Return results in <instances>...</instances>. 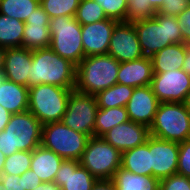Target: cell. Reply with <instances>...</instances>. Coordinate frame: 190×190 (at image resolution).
Instances as JSON below:
<instances>
[{
  "label": "cell",
  "instance_id": "cell-22",
  "mask_svg": "<svg viewBox=\"0 0 190 190\" xmlns=\"http://www.w3.org/2000/svg\"><path fill=\"white\" fill-rule=\"evenodd\" d=\"M28 93L27 86L6 79L0 84V105L11 114L27 111Z\"/></svg>",
  "mask_w": 190,
  "mask_h": 190
},
{
  "label": "cell",
  "instance_id": "cell-36",
  "mask_svg": "<svg viewBox=\"0 0 190 190\" xmlns=\"http://www.w3.org/2000/svg\"><path fill=\"white\" fill-rule=\"evenodd\" d=\"M177 174L190 178V139L179 143Z\"/></svg>",
  "mask_w": 190,
  "mask_h": 190
},
{
  "label": "cell",
  "instance_id": "cell-29",
  "mask_svg": "<svg viewBox=\"0 0 190 190\" xmlns=\"http://www.w3.org/2000/svg\"><path fill=\"white\" fill-rule=\"evenodd\" d=\"M40 5V0H0V14L22 22Z\"/></svg>",
  "mask_w": 190,
  "mask_h": 190
},
{
  "label": "cell",
  "instance_id": "cell-38",
  "mask_svg": "<svg viewBox=\"0 0 190 190\" xmlns=\"http://www.w3.org/2000/svg\"><path fill=\"white\" fill-rule=\"evenodd\" d=\"M177 18L182 30L183 43L190 44V3L187 5V8L177 16Z\"/></svg>",
  "mask_w": 190,
  "mask_h": 190
},
{
  "label": "cell",
  "instance_id": "cell-43",
  "mask_svg": "<svg viewBox=\"0 0 190 190\" xmlns=\"http://www.w3.org/2000/svg\"><path fill=\"white\" fill-rule=\"evenodd\" d=\"M182 70L190 76V44H185V57Z\"/></svg>",
  "mask_w": 190,
  "mask_h": 190
},
{
  "label": "cell",
  "instance_id": "cell-16",
  "mask_svg": "<svg viewBox=\"0 0 190 190\" xmlns=\"http://www.w3.org/2000/svg\"><path fill=\"white\" fill-rule=\"evenodd\" d=\"M159 103L150 85L134 88L125 106L129 120L150 127Z\"/></svg>",
  "mask_w": 190,
  "mask_h": 190
},
{
  "label": "cell",
  "instance_id": "cell-9",
  "mask_svg": "<svg viewBox=\"0 0 190 190\" xmlns=\"http://www.w3.org/2000/svg\"><path fill=\"white\" fill-rule=\"evenodd\" d=\"M121 158L122 153L102 137L92 136L88 139L79 162L97 180L112 179L121 167Z\"/></svg>",
  "mask_w": 190,
  "mask_h": 190
},
{
  "label": "cell",
  "instance_id": "cell-24",
  "mask_svg": "<svg viewBox=\"0 0 190 190\" xmlns=\"http://www.w3.org/2000/svg\"><path fill=\"white\" fill-rule=\"evenodd\" d=\"M121 167L134 174L152 176L149 138L145 144L122 152Z\"/></svg>",
  "mask_w": 190,
  "mask_h": 190
},
{
  "label": "cell",
  "instance_id": "cell-13",
  "mask_svg": "<svg viewBox=\"0 0 190 190\" xmlns=\"http://www.w3.org/2000/svg\"><path fill=\"white\" fill-rule=\"evenodd\" d=\"M152 176L159 180L177 173L179 143L149 136Z\"/></svg>",
  "mask_w": 190,
  "mask_h": 190
},
{
  "label": "cell",
  "instance_id": "cell-12",
  "mask_svg": "<svg viewBox=\"0 0 190 190\" xmlns=\"http://www.w3.org/2000/svg\"><path fill=\"white\" fill-rule=\"evenodd\" d=\"M107 54L118 62H129L144 57L133 23L118 22L115 25Z\"/></svg>",
  "mask_w": 190,
  "mask_h": 190
},
{
  "label": "cell",
  "instance_id": "cell-6",
  "mask_svg": "<svg viewBox=\"0 0 190 190\" xmlns=\"http://www.w3.org/2000/svg\"><path fill=\"white\" fill-rule=\"evenodd\" d=\"M149 130L151 136L167 141L180 143L190 139V111L184 103H159Z\"/></svg>",
  "mask_w": 190,
  "mask_h": 190
},
{
  "label": "cell",
  "instance_id": "cell-30",
  "mask_svg": "<svg viewBox=\"0 0 190 190\" xmlns=\"http://www.w3.org/2000/svg\"><path fill=\"white\" fill-rule=\"evenodd\" d=\"M74 17L81 25L108 19L103 7L93 0H81Z\"/></svg>",
  "mask_w": 190,
  "mask_h": 190
},
{
  "label": "cell",
  "instance_id": "cell-37",
  "mask_svg": "<svg viewBox=\"0 0 190 190\" xmlns=\"http://www.w3.org/2000/svg\"><path fill=\"white\" fill-rule=\"evenodd\" d=\"M159 190H190V178L173 174L160 180Z\"/></svg>",
  "mask_w": 190,
  "mask_h": 190
},
{
  "label": "cell",
  "instance_id": "cell-42",
  "mask_svg": "<svg viewBox=\"0 0 190 190\" xmlns=\"http://www.w3.org/2000/svg\"><path fill=\"white\" fill-rule=\"evenodd\" d=\"M11 113L0 105V132L4 130L9 122Z\"/></svg>",
  "mask_w": 190,
  "mask_h": 190
},
{
  "label": "cell",
  "instance_id": "cell-8",
  "mask_svg": "<svg viewBox=\"0 0 190 190\" xmlns=\"http://www.w3.org/2000/svg\"><path fill=\"white\" fill-rule=\"evenodd\" d=\"M90 137L60 122L43 125L41 145L64 160H80Z\"/></svg>",
  "mask_w": 190,
  "mask_h": 190
},
{
  "label": "cell",
  "instance_id": "cell-44",
  "mask_svg": "<svg viewBox=\"0 0 190 190\" xmlns=\"http://www.w3.org/2000/svg\"><path fill=\"white\" fill-rule=\"evenodd\" d=\"M33 190H61V188L57 183L52 181V182H42Z\"/></svg>",
  "mask_w": 190,
  "mask_h": 190
},
{
  "label": "cell",
  "instance_id": "cell-2",
  "mask_svg": "<svg viewBox=\"0 0 190 190\" xmlns=\"http://www.w3.org/2000/svg\"><path fill=\"white\" fill-rule=\"evenodd\" d=\"M144 56L152 57L164 47L183 43L177 16L157 12L153 18L132 22Z\"/></svg>",
  "mask_w": 190,
  "mask_h": 190
},
{
  "label": "cell",
  "instance_id": "cell-18",
  "mask_svg": "<svg viewBox=\"0 0 190 190\" xmlns=\"http://www.w3.org/2000/svg\"><path fill=\"white\" fill-rule=\"evenodd\" d=\"M96 178L78 160H64L54 182L61 190H91Z\"/></svg>",
  "mask_w": 190,
  "mask_h": 190
},
{
  "label": "cell",
  "instance_id": "cell-31",
  "mask_svg": "<svg viewBox=\"0 0 190 190\" xmlns=\"http://www.w3.org/2000/svg\"><path fill=\"white\" fill-rule=\"evenodd\" d=\"M81 0H40V6L49 18L75 16Z\"/></svg>",
  "mask_w": 190,
  "mask_h": 190
},
{
  "label": "cell",
  "instance_id": "cell-7",
  "mask_svg": "<svg viewBox=\"0 0 190 190\" xmlns=\"http://www.w3.org/2000/svg\"><path fill=\"white\" fill-rule=\"evenodd\" d=\"M50 48L62 58L77 66L85 57L81 40V24L74 16H57L50 19Z\"/></svg>",
  "mask_w": 190,
  "mask_h": 190
},
{
  "label": "cell",
  "instance_id": "cell-25",
  "mask_svg": "<svg viewBox=\"0 0 190 190\" xmlns=\"http://www.w3.org/2000/svg\"><path fill=\"white\" fill-rule=\"evenodd\" d=\"M117 190H159L160 180L153 176L134 174L120 167L112 178Z\"/></svg>",
  "mask_w": 190,
  "mask_h": 190
},
{
  "label": "cell",
  "instance_id": "cell-46",
  "mask_svg": "<svg viewBox=\"0 0 190 190\" xmlns=\"http://www.w3.org/2000/svg\"><path fill=\"white\" fill-rule=\"evenodd\" d=\"M5 159H6V156L4 155V153L2 151H0V175L2 174Z\"/></svg>",
  "mask_w": 190,
  "mask_h": 190
},
{
  "label": "cell",
  "instance_id": "cell-40",
  "mask_svg": "<svg viewBox=\"0 0 190 190\" xmlns=\"http://www.w3.org/2000/svg\"><path fill=\"white\" fill-rule=\"evenodd\" d=\"M20 177L23 178V190H33L42 183V180L31 169L20 175Z\"/></svg>",
  "mask_w": 190,
  "mask_h": 190
},
{
  "label": "cell",
  "instance_id": "cell-48",
  "mask_svg": "<svg viewBox=\"0 0 190 190\" xmlns=\"http://www.w3.org/2000/svg\"><path fill=\"white\" fill-rule=\"evenodd\" d=\"M6 79L5 73L0 71V84H2Z\"/></svg>",
  "mask_w": 190,
  "mask_h": 190
},
{
  "label": "cell",
  "instance_id": "cell-19",
  "mask_svg": "<svg viewBox=\"0 0 190 190\" xmlns=\"http://www.w3.org/2000/svg\"><path fill=\"white\" fill-rule=\"evenodd\" d=\"M32 65V50L16 47L4 53L3 72L7 80L28 87V76Z\"/></svg>",
  "mask_w": 190,
  "mask_h": 190
},
{
  "label": "cell",
  "instance_id": "cell-49",
  "mask_svg": "<svg viewBox=\"0 0 190 190\" xmlns=\"http://www.w3.org/2000/svg\"><path fill=\"white\" fill-rule=\"evenodd\" d=\"M0 190H7V189L5 188V186H3V183H2L1 180H0Z\"/></svg>",
  "mask_w": 190,
  "mask_h": 190
},
{
  "label": "cell",
  "instance_id": "cell-39",
  "mask_svg": "<svg viewBox=\"0 0 190 190\" xmlns=\"http://www.w3.org/2000/svg\"><path fill=\"white\" fill-rule=\"evenodd\" d=\"M0 180L7 190H23V178L19 175L2 173Z\"/></svg>",
  "mask_w": 190,
  "mask_h": 190
},
{
  "label": "cell",
  "instance_id": "cell-4",
  "mask_svg": "<svg viewBox=\"0 0 190 190\" xmlns=\"http://www.w3.org/2000/svg\"><path fill=\"white\" fill-rule=\"evenodd\" d=\"M119 67L120 62L108 54L84 57L76 66L75 89L82 93L96 95L117 84Z\"/></svg>",
  "mask_w": 190,
  "mask_h": 190
},
{
  "label": "cell",
  "instance_id": "cell-21",
  "mask_svg": "<svg viewBox=\"0 0 190 190\" xmlns=\"http://www.w3.org/2000/svg\"><path fill=\"white\" fill-rule=\"evenodd\" d=\"M63 161L55 152L39 145L32 151L30 169L42 182H52Z\"/></svg>",
  "mask_w": 190,
  "mask_h": 190
},
{
  "label": "cell",
  "instance_id": "cell-15",
  "mask_svg": "<svg viewBox=\"0 0 190 190\" xmlns=\"http://www.w3.org/2000/svg\"><path fill=\"white\" fill-rule=\"evenodd\" d=\"M118 21L106 19L87 25H81V40L85 57L106 55L113 29Z\"/></svg>",
  "mask_w": 190,
  "mask_h": 190
},
{
  "label": "cell",
  "instance_id": "cell-34",
  "mask_svg": "<svg viewBox=\"0 0 190 190\" xmlns=\"http://www.w3.org/2000/svg\"><path fill=\"white\" fill-rule=\"evenodd\" d=\"M98 2L104 10L107 18L118 22H125L128 0H93Z\"/></svg>",
  "mask_w": 190,
  "mask_h": 190
},
{
  "label": "cell",
  "instance_id": "cell-27",
  "mask_svg": "<svg viewBox=\"0 0 190 190\" xmlns=\"http://www.w3.org/2000/svg\"><path fill=\"white\" fill-rule=\"evenodd\" d=\"M25 22L0 14V46L2 48L22 47Z\"/></svg>",
  "mask_w": 190,
  "mask_h": 190
},
{
  "label": "cell",
  "instance_id": "cell-41",
  "mask_svg": "<svg viewBox=\"0 0 190 190\" xmlns=\"http://www.w3.org/2000/svg\"><path fill=\"white\" fill-rule=\"evenodd\" d=\"M91 190H117L112 179H98L93 184Z\"/></svg>",
  "mask_w": 190,
  "mask_h": 190
},
{
  "label": "cell",
  "instance_id": "cell-10",
  "mask_svg": "<svg viewBox=\"0 0 190 190\" xmlns=\"http://www.w3.org/2000/svg\"><path fill=\"white\" fill-rule=\"evenodd\" d=\"M98 110L95 95L71 90L67 110L61 122L77 132L94 136L95 119Z\"/></svg>",
  "mask_w": 190,
  "mask_h": 190
},
{
  "label": "cell",
  "instance_id": "cell-3",
  "mask_svg": "<svg viewBox=\"0 0 190 190\" xmlns=\"http://www.w3.org/2000/svg\"><path fill=\"white\" fill-rule=\"evenodd\" d=\"M43 124L30 112L11 114L0 132V151L6 157L17 151H33L41 145Z\"/></svg>",
  "mask_w": 190,
  "mask_h": 190
},
{
  "label": "cell",
  "instance_id": "cell-20",
  "mask_svg": "<svg viewBox=\"0 0 190 190\" xmlns=\"http://www.w3.org/2000/svg\"><path fill=\"white\" fill-rule=\"evenodd\" d=\"M153 78L152 60L150 57H142L129 62H120L117 74V83L142 87L151 84Z\"/></svg>",
  "mask_w": 190,
  "mask_h": 190
},
{
  "label": "cell",
  "instance_id": "cell-17",
  "mask_svg": "<svg viewBox=\"0 0 190 190\" xmlns=\"http://www.w3.org/2000/svg\"><path fill=\"white\" fill-rule=\"evenodd\" d=\"M50 18L39 5L25 21L22 47L29 50L48 48L51 43Z\"/></svg>",
  "mask_w": 190,
  "mask_h": 190
},
{
  "label": "cell",
  "instance_id": "cell-35",
  "mask_svg": "<svg viewBox=\"0 0 190 190\" xmlns=\"http://www.w3.org/2000/svg\"><path fill=\"white\" fill-rule=\"evenodd\" d=\"M159 13L163 15L178 16L183 12L189 2L187 0H147Z\"/></svg>",
  "mask_w": 190,
  "mask_h": 190
},
{
  "label": "cell",
  "instance_id": "cell-23",
  "mask_svg": "<svg viewBox=\"0 0 190 190\" xmlns=\"http://www.w3.org/2000/svg\"><path fill=\"white\" fill-rule=\"evenodd\" d=\"M185 57V44H172L164 47L151 57L153 73H164L182 69Z\"/></svg>",
  "mask_w": 190,
  "mask_h": 190
},
{
  "label": "cell",
  "instance_id": "cell-14",
  "mask_svg": "<svg viewBox=\"0 0 190 190\" xmlns=\"http://www.w3.org/2000/svg\"><path fill=\"white\" fill-rule=\"evenodd\" d=\"M149 136L148 126L129 120L113 127L102 138L122 153L145 144Z\"/></svg>",
  "mask_w": 190,
  "mask_h": 190
},
{
  "label": "cell",
  "instance_id": "cell-28",
  "mask_svg": "<svg viewBox=\"0 0 190 190\" xmlns=\"http://www.w3.org/2000/svg\"><path fill=\"white\" fill-rule=\"evenodd\" d=\"M133 91L134 87L119 83L114 84L95 95L98 108L125 107Z\"/></svg>",
  "mask_w": 190,
  "mask_h": 190
},
{
  "label": "cell",
  "instance_id": "cell-1",
  "mask_svg": "<svg viewBox=\"0 0 190 190\" xmlns=\"http://www.w3.org/2000/svg\"><path fill=\"white\" fill-rule=\"evenodd\" d=\"M40 84L75 89L76 66L55 53L50 47L32 50L28 88Z\"/></svg>",
  "mask_w": 190,
  "mask_h": 190
},
{
  "label": "cell",
  "instance_id": "cell-47",
  "mask_svg": "<svg viewBox=\"0 0 190 190\" xmlns=\"http://www.w3.org/2000/svg\"><path fill=\"white\" fill-rule=\"evenodd\" d=\"M183 103L185 107L190 111V90L188 91V94L186 95L185 101Z\"/></svg>",
  "mask_w": 190,
  "mask_h": 190
},
{
  "label": "cell",
  "instance_id": "cell-26",
  "mask_svg": "<svg viewBox=\"0 0 190 190\" xmlns=\"http://www.w3.org/2000/svg\"><path fill=\"white\" fill-rule=\"evenodd\" d=\"M126 121H129L126 107L98 108L94 136L102 137L107 131Z\"/></svg>",
  "mask_w": 190,
  "mask_h": 190
},
{
  "label": "cell",
  "instance_id": "cell-5",
  "mask_svg": "<svg viewBox=\"0 0 190 190\" xmlns=\"http://www.w3.org/2000/svg\"><path fill=\"white\" fill-rule=\"evenodd\" d=\"M71 90L50 84L29 87L28 111L43 125L60 122L67 110Z\"/></svg>",
  "mask_w": 190,
  "mask_h": 190
},
{
  "label": "cell",
  "instance_id": "cell-33",
  "mask_svg": "<svg viewBox=\"0 0 190 190\" xmlns=\"http://www.w3.org/2000/svg\"><path fill=\"white\" fill-rule=\"evenodd\" d=\"M127 13L125 22H135L153 18L158 12L147 0H128Z\"/></svg>",
  "mask_w": 190,
  "mask_h": 190
},
{
  "label": "cell",
  "instance_id": "cell-45",
  "mask_svg": "<svg viewBox=\"0 0 190 190\" xmlns=\"http://www.w3.org/2000/svg\"><path fill=\"white\" fill-rule=\"evenodd\" d=\"M5 48H2L0 46V71H3V62H4V53H5Z\"/></svg>",
  "mask_w": 190,
  "mask_h": 190
},
{
  "label": "cell",
  "instance_id": "cell-32",
  "mask_svg": "<svg viewBox=\"0 0 190 190\" xmlns=\"http://www.w3.org/2000/svg\"><path fill=\"white\" fill-rule=\"evenodd\" d=\"M32 151H17L6 157L2 173L22 175L30 169Z\"/></svg>",
  "mask_w": 190,
  "mask_h": 190
},
{
  "label": "cell",
  "instance_id": "cell-11",
  "mask_svg": "<svg viewBox=\"0 0 190 190\" xmlns=\"http://www.w3.org/2000/svg\"><path fill=\"white\" fill-rule=\"evenodd\" d=\"M150 86L160 103H183L190 90V76L182 69L153 73Z\"/></svg>",
  "mask_w": 190,
  "mask_h": 190
}]
</instances>
